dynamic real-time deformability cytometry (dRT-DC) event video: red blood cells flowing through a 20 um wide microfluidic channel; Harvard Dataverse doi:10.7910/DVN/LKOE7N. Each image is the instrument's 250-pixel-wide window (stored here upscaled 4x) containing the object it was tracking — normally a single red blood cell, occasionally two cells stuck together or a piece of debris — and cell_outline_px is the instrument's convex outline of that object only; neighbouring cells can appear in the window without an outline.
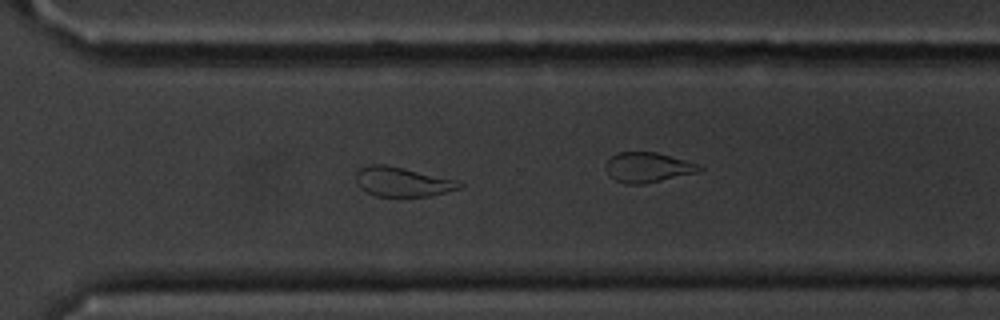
{"species": "common noctule bat (a hibernating species)", "species_latin": "Nyctalus noctula", "temperature_condition": "cold", "stored_images_in_passage": 43, "camera_frame_rate_fps": 3000, "um_per_image_px": 0.085, "animal": {"sex": "male", "body_mass_g": 20.1, "forearm_length_mm": 53.5}, "frame": {"image": 1, "passage_image": 26, "time_ms": 8.333, "image_size_px": [1000, 320], "cell_outline_px": [[464, 184], [460, 188], [428, 196], [376, 196], [360, 188], [356, 180], [356, 172], [360, 168], [372, 164], [384, 164], [404, 168], [460, 180]], "centroid_in_image_um": [34.22, 15.44], "position_along_channel_um": 336.4, "area_um2": 17.74}}
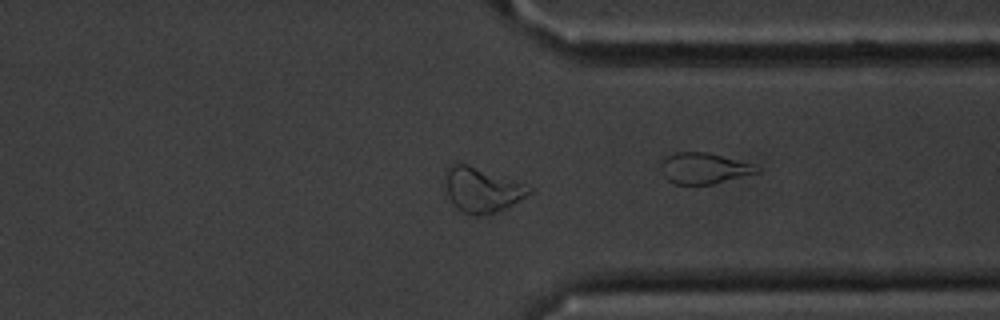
{"frame": {"image": 2, "passage_image": 29, "time_ms": 9.333, "image_size_px": [1000, 320], "cell_outline_px": [[532, 192], [512, 204], [496, 212], [476, 216], [464, 212], [456, 208], [452, 204], [448, 196], [444, 180], [444, 168], [448, 164], [456, 160], [468, 164], [532, 188]], "centroid_in_image_um": [40.84, 16.1], "position_along_channel_um": 370.6, "area_um2": 21.85}}
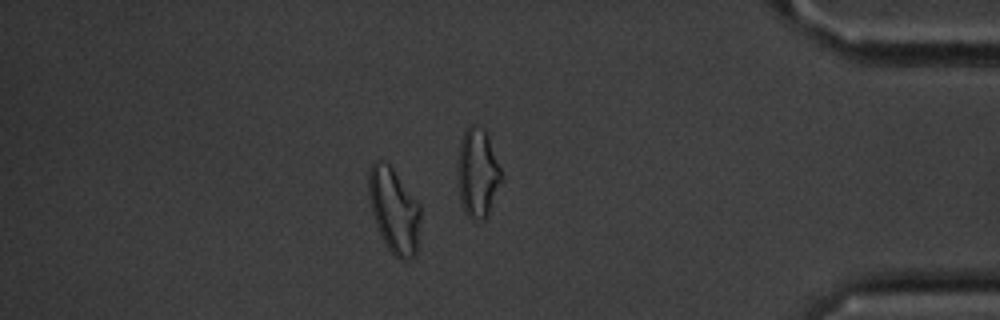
{"frame": {"image": 3, "passage_image": 35, "time_ms": 11.333, "image_size_px": [1000, 320], "cell_outline_px": [[420, 220], [416, 252], [412, 256], [404, 260], [400, 260], [388, 248], [376, 224], [372, 212], [368, 192], [368, 168], [376, 160], [380, 160], [388, 164], [392, 168], [420, 204]], "centroid_in_image_um": [33.48, 17.85], "position_along_channel_um": 401.7, "area_um2": 25.32}, "authors_computed_cell_mechanics": {"area_um2": 19.5364, "velocity_mm_per_s": 3.5669, "shape_relaxation_time_tau1_ms": 7.0127, "shape_relaxation_time_tau2_ms": 2.3334, "deformation_change_tau1": 0.1683, "deformation_change_tau2": 0.0966}}